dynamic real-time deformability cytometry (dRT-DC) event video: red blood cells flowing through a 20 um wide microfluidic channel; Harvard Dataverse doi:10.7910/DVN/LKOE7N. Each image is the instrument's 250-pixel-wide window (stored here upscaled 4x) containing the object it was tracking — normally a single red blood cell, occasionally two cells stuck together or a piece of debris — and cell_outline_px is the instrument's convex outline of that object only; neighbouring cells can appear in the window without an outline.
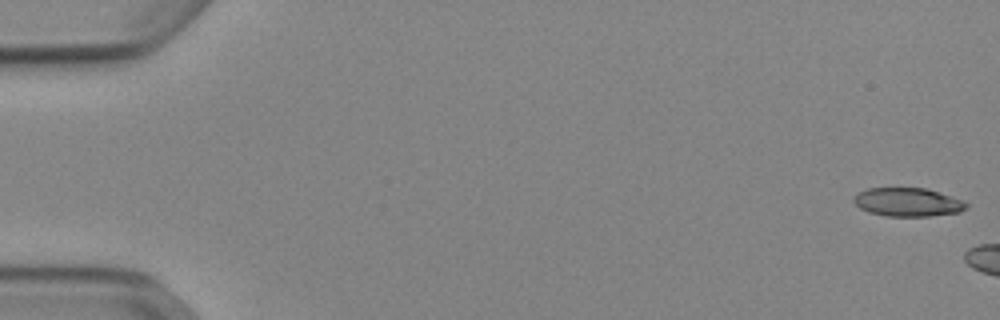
{"species": "Egyptian fruit bat (a non-hibernating species)", "species_latin": "Rousettus aegyptiacus", "temperature_condition": "cold", "stored_images_in_passage": 6, "camera_frame_rate_fps": 3000, "um_per_image_px": 0.085, "animal": {"sex": "female"}, "frame": {"image": 1, "passage_image": 1, "time_ms": 0.0, "image_size_px": [1000, 320], "cell_outline_px": [[968, 208], [960, 212], [928, 216], [888, 216], [868, 212], [860, 208], [852, 200], [852, 196], [868, 188], [924, 188], [964, 200], [968, 204]], "centroid_in_image_um": [77.16, 17.18], "position_along_channel_um": 7.8, "area_um2": 18.73}}